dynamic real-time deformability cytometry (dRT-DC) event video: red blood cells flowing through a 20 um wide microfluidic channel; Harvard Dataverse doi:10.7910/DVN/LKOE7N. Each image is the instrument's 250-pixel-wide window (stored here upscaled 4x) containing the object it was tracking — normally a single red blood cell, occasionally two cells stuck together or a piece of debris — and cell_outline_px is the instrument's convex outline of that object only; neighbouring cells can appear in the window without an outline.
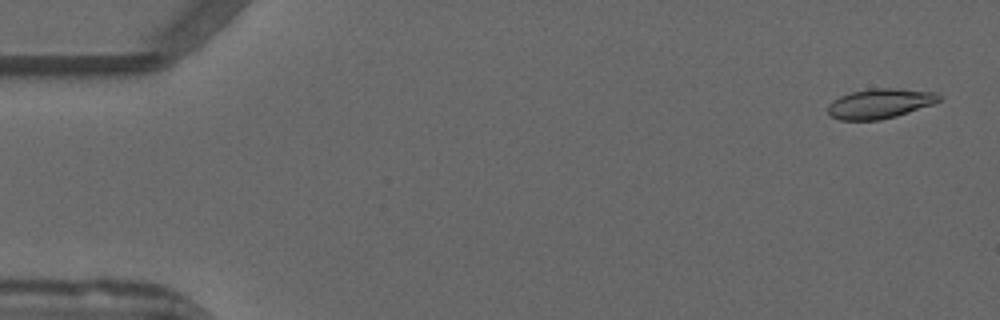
{"species": "common noctule bat (a hibernating species)", "species_latin": "Nyctalus noctula", "temperature_condition": "warm", "stored_images_in_passage": 52, "camera_frame_rate_fps": 3000, "um_per_image_px": 0.085, "animal": {"sex": "male", "forearm_length_mm": 52.5}, "frame": {"image": 1, "passage_image": 2, "time_ms": 0.333, "image_size_px": [1000, 320], "cell_outline_px": [[940, 100], [932, 104], [896, 116], [880, 120], [840, 120], [832, 116], [828, 112], [828, 104], [832, 100], [840, 96], [852, 92], [872, 88], [904, 88], [936, 92], [940, 96]], "centroid_in_image_um": [74.79, 8.79], "position_along_channel_um": 10.2, "area_um2": 19.31}}
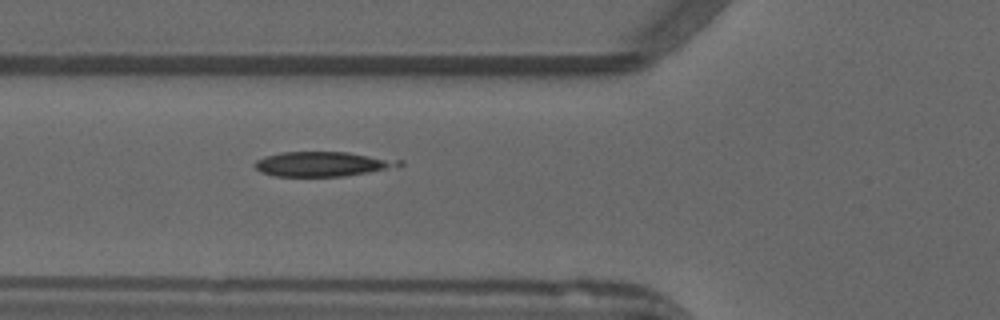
{"frame": {"image": 2, "passage_image": 19, "time_ms": 6.0, "image_size_px": [1000, 320], "cell_outline_px": [[404, 164], [400, 168], [344, 176], [276, 176], [260, 172], [252, 164], [256, 160], [264, 156], [280, 152], [348, 152], [404, 160]], "centroid_in_image_um": [27.51, 13.94], "position_along_channel_um": 98.3, "area_um2": 21.27}}
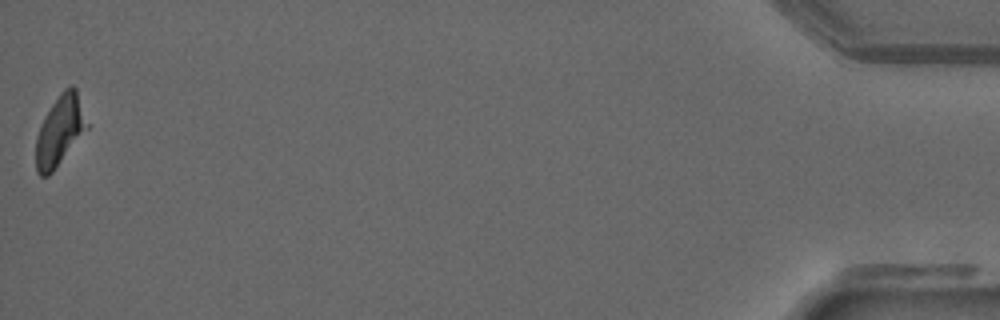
{"frame": {"image": 3, "passage_image": 52, "time_ms": 17.0, "image_size_px": [1000, 320], "cell_outline_px": [[88, 128], [52, 172], [48, 176], [40, 176], [36, 172], [36, 136], [44, 116], [60, 92], [64, 88], [72, 84], [76, 88], [88, 124]], "centroid_in_image_um": [5.07, 11.09], "position_along_channel_um": 430.1, "area_um2": 20.69}}